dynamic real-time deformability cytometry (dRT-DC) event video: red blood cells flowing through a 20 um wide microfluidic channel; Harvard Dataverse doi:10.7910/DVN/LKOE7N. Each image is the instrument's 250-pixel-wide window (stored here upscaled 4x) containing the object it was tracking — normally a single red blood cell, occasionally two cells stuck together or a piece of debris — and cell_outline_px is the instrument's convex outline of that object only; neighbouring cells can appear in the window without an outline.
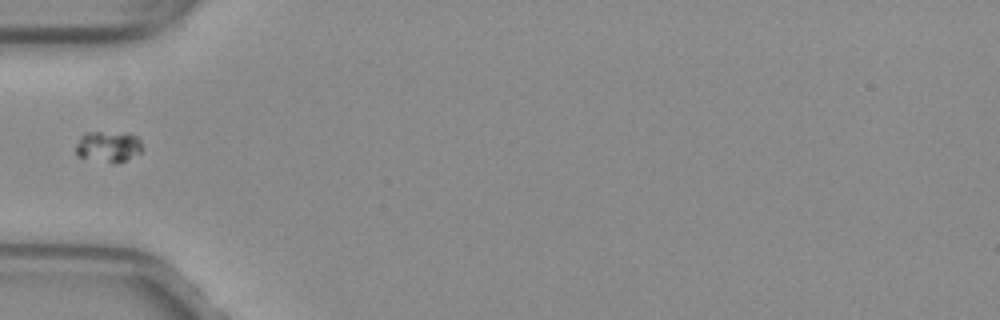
{"species": "common noctule bat (a hibernating species)", "species_latin": "Nyctalus noctula", "temperature_condition": "warm", "stored_images_in_passage": 35, "camera_frame_rate_fps": 3000, "um_per_image_px": 0.085, "animal": {"sex": "female", "body_mass_g": 29.2, "forearm_length_mm": 56.3}, "frame": {"image": 1, "passage_image": 1, "time_ms": 0.0, "image_size_px": [1000, 320], "cell_outline_px": [[144, 148], [140, 152], [120, 164], [116, 164], [76, 156], [76, 144], [80, 136], [88, 132], [100, 132], [136, 136], [140, 140]], "centroid_in_image_um": [9.19, 12.5], "position_along_channel_um": 75.8, "area_um2": 11.91}}
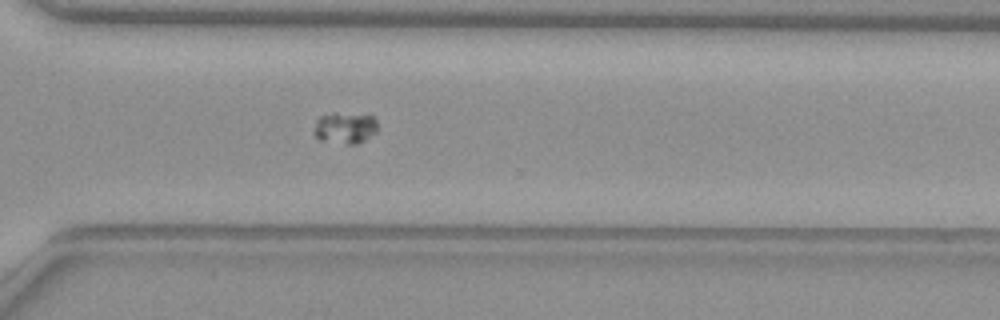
{"frame": {"image": 2, "passage_image": 21, "time_ms": 6.667, "image_size_px": [1000, 320], "cell_outline_px": [[376, 132], [364, 140], [356, 144], [348, 144], [320, 140], [312, 132], [316, 120], [320, 116], [332, 112], [336, 112], [372, 116], [376, 120]], "centroid_in_image_um": [29.28, 10.86], "position_along_channel_um": 341.3, "area_um2": 11.68}}
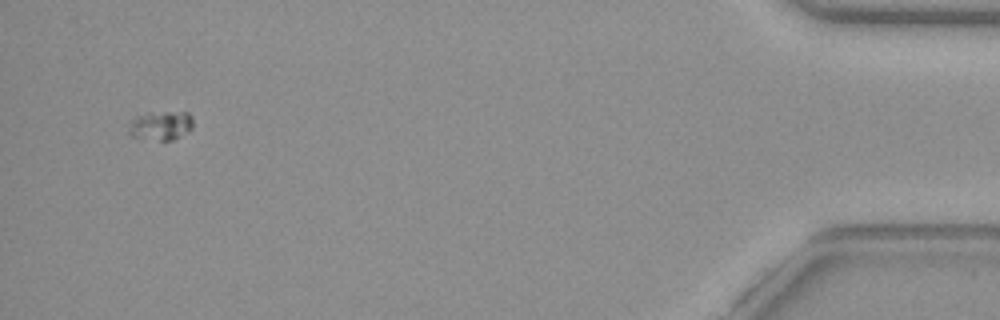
{"frame": {"image": 3, "passage_image": 33, "time_ms": 10.667, "image_size_px": [1000, 320], "cell_outline_px": [[192, 128], [188, 132], [172, 140], [160, 140], [132, 136], [128, 132], [128, 120], [136, 116], [164, 112], [188, 112], [192, 116]], "centroid_in_image_um": [13.66, 10.67], "position_along_channel_um": 421.5, "area_um2": 10.81}}